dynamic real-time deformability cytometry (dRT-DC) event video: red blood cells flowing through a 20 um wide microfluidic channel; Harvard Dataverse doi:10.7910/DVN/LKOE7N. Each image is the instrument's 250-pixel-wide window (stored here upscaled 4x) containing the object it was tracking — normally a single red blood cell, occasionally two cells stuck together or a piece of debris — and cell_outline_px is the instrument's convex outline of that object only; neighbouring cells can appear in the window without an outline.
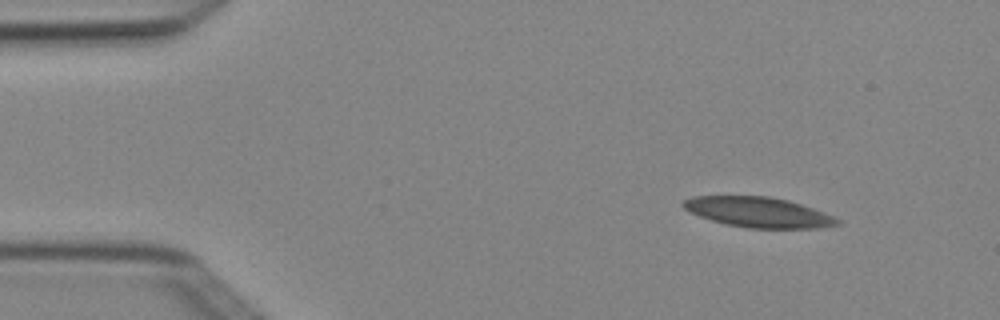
{"species": "Egyptian fruit bat (a non-hibernating species)", "species_latin": "Rousettus aegyptiacus", "temperature_condition": "cold", "stored_images_in_passage": 1, "camera_frame_rate_fps": 3000, "um_per_image_px": 0.085, "animal": {"sex": "female"}, "frame": {"image": 1, "passage_image": 1, "time_ms": 0.0, "image_size_px": [1000, 320], "cell_outline_px": [[840, 224], [820, 228], [748, 228], [728, 224], [712, 220], [688, 212], [680, 204], [684, 200], [692, 196], [768, 196], [788, 200], [824, 212], [840, 220]], "centroid_in_image_um": [64.44, 18.03], "position_along_channel_um": 20.6, "area_um2": 26.99}}